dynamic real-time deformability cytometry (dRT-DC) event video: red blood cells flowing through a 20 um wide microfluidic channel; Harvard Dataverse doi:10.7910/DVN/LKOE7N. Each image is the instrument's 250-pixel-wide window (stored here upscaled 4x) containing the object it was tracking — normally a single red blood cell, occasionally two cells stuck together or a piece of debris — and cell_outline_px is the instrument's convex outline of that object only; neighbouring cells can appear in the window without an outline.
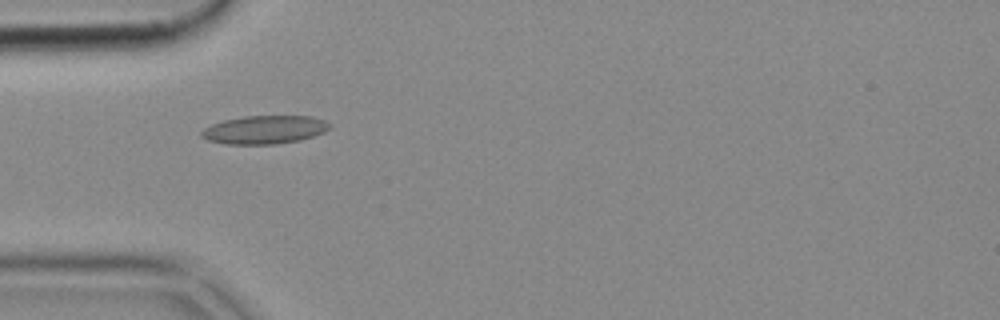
{"species": "common noctule bat (a hibernating species)", "species_latin": "Nyctalus noctula", "temperature_condition": "cold", "stored_images_in_passage": 42, "camera_frame_rate_fps": 3000, "um_per_image_px": 0.085, "animal": {"sex": "female", "body_mass_g": 18.4}, "frame": {"image": 1, "passage_image": 6, "time_ms": 1.667, "image_size_px": [1000, 320], "cell_outline_px": [[332, 124], [324, 132], [300, 140], [276, 144], [224, 144], [208, 140], [200, 136], [200, 132], [204, 128], [212, 124], [224, 120], [244, 116], [312, 116], [324, 120]], "centroid_in_image_um": [22.47, 11.02], "position_along_channel_um": 62.5, "area_um2": 21.15}}
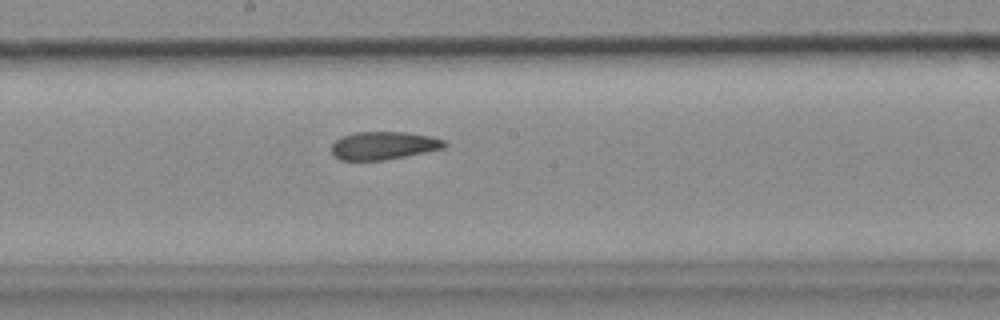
{"frame": {"image": 2, "passage_image": 18, "time_ms": 5.667, "image_size_px": [1000, 320], "cell_outline_px": [[448, 144], [444, 148], [384, 160], [340, 160], [332, 152], [332, 144], [336, 140], [344, 136], [356, 132], [408, 132], [432, 136], [444, 140]], "centroid_in_image_um": [32.63, 12.36], "position_along_channel_um": 215.6, "area_um2": 18.26}}
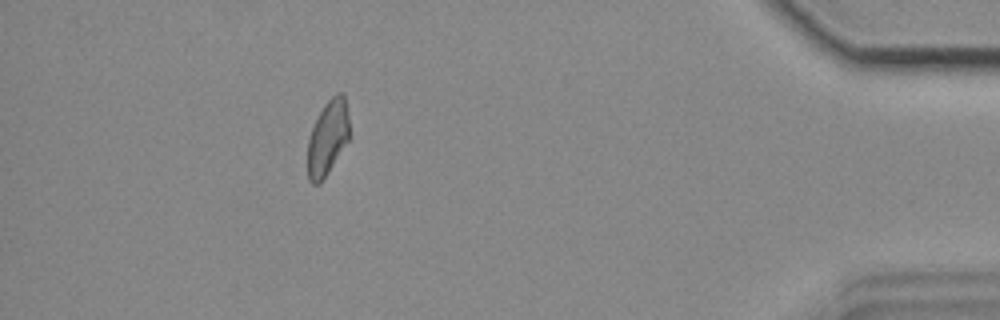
{"frame": {"image": 3, "passage_image": 37, "time_ms": 12.0, "image_size_px": [1000, 320], "cell_outline_px": [[348, 140], [328, 172], [320, 184], [312, 184], [308, 180], [308, 140], [312, 128], [324, 104], [336, 92], [344, 92], [348, 116]], "centroid_in_image_um": [27.84, 11.7], "position_along_channel_um": 407.4, "area_um2": 17.98}}